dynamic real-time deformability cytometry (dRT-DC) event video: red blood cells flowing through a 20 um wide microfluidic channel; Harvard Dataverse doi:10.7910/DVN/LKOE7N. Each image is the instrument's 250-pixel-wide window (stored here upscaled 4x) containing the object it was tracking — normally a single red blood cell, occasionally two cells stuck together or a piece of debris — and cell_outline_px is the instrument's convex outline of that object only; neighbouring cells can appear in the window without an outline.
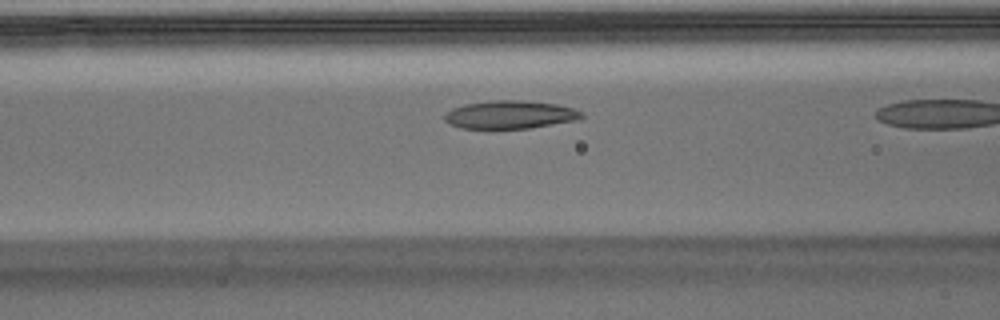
{"species": "Egyptian fruit bat (a non-hibernating species)", "species_latin": "Rousettus aegyptiacus", "temperature_condition": "warm", "stored_images_in_passage": 14, "camera_frame_rate_fps": 3000, "um_per_image_px": 0.085, "animal": {"sex": "male"}, "frame": {"image": 1, "passage_image": 10, "time_ms": 3.0, "image_size_px": [1000, 320], "cell_outline_px": [[584, 116], [576, 120], [528, 128], [460, 128], [448, 124], [444, 120], [444, 112], [452, 108], [464, 104], [492, 100], [520, 100], [556, 104], [572, 108], [584, 112]], "centroid_in_image_um": [43.3, 9.74], "position_along_channel_um": 123.3, "area_um2": 22.43}}